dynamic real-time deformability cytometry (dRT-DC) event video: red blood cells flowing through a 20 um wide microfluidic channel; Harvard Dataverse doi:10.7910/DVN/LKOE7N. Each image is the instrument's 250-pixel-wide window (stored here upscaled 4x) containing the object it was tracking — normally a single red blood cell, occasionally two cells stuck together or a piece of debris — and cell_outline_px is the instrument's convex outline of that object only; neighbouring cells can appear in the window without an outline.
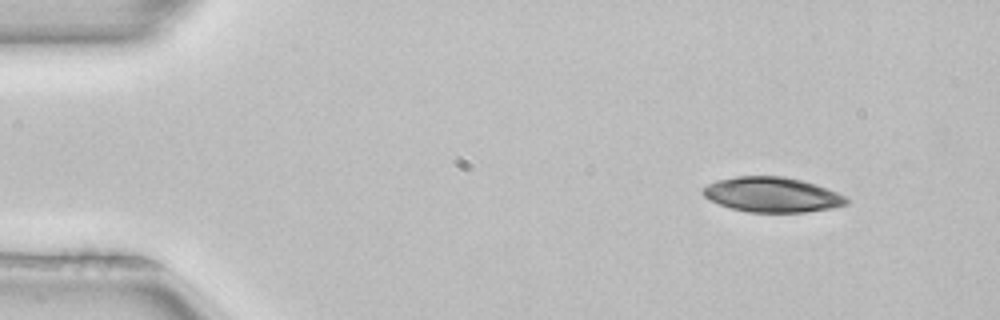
{"species": "common noctule bat (a hibernating species)", "species_latin": "Nyctalus noctula", "temperature_condition": "room temperature", "stored_images_in_passage": 3, "camera_frame_rate_fps": 3000, "um_per_image_px": 0.085, "animal": {"sex": "female", "body_mass_g": 22.7, "forearm_length_mm": 54.2}, "frame": {"image": 1, "passage_image": 1, "time_ms": 0.0, "image_size_px": [1000, 320], "cell_outline_px": [[848, 204], [832, 208], [804, 212], [748, 212], [732, 208], [720, 204], [704, 196], [700, 192], [700, 188], [716, 180], [736, 176], [784, 176], [816, 184], [836, 192], [844, 196], [848, 200]], "centroid_in_image_um": [65.6, 16.54], "position_along_channel_um": 19.4, "area_um2": 29.19}}